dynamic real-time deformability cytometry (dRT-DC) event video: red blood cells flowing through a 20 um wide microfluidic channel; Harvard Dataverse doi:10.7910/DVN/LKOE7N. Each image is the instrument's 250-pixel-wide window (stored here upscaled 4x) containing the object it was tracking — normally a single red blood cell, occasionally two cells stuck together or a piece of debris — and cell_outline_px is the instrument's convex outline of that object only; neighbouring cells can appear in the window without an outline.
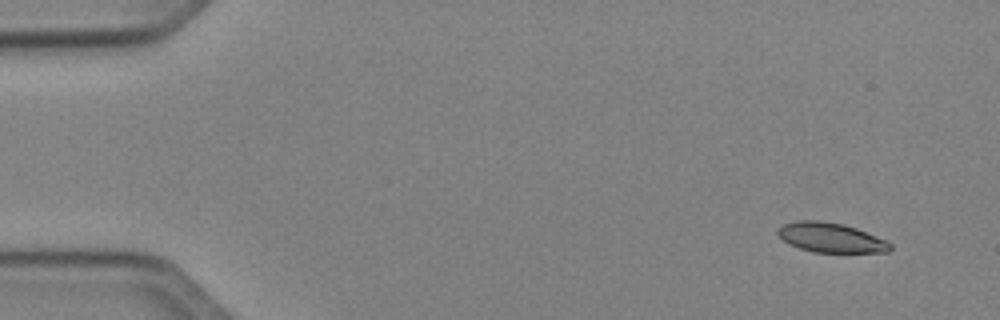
{"species": "Egyptian fruit bat (a non-hibernating species)", "species_latin": "Rousettus aegyptiacus", "temperature_condition": "cold", "stored_images_in_passage": 4, "camera_frame_rate_fps": 3000, "um_per_image_px": 0.085, "animal": {"sex": "female"}, "frame": {"image": 1, "passage_image": 1, "time_ms": 0.0, "image_size_px": [1000, 320], "cell_outline_px": [[892, 248], [888, 252], [812, 252], [788, 244], [776, 232], [784, 224], [796, 220], [820, 220], [844, 224], [856, 228], [888, 240], [892, 244]], "centroid_in_image_um": [70.65, 20.19], "position_along_channel_um": 14.3, "area_um2": 19.48}}
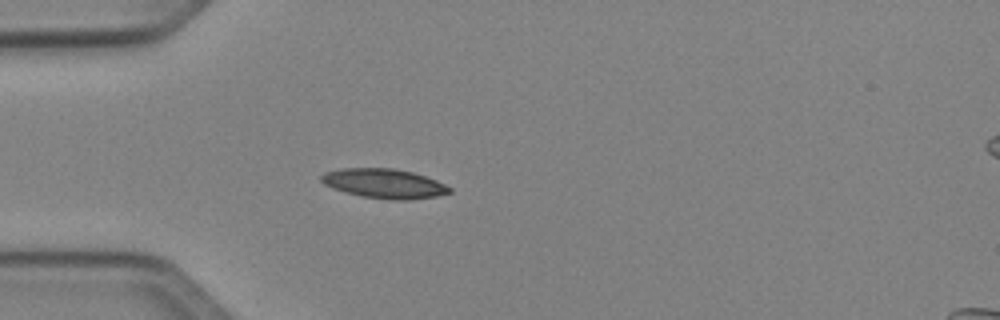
{"frame": {"image": 2, "passage_image": 4, "time_ms": 3.667, "image_size_px": [1000, 320], "cell_outline_px": [[452, 192], [436, 196], [408, 200], [392, 200], [360, 196], [344, 192], [332, 188], [324, 184], [320, 180], [320, 176], [324, 172], [340, 168], [392, 168], [412, 172], [436, 180], [452, 188]], "centroid_in_image_um": [32.62, 15.6], "position_along_channel_um": 52.4, "area_um2": 22.14}}